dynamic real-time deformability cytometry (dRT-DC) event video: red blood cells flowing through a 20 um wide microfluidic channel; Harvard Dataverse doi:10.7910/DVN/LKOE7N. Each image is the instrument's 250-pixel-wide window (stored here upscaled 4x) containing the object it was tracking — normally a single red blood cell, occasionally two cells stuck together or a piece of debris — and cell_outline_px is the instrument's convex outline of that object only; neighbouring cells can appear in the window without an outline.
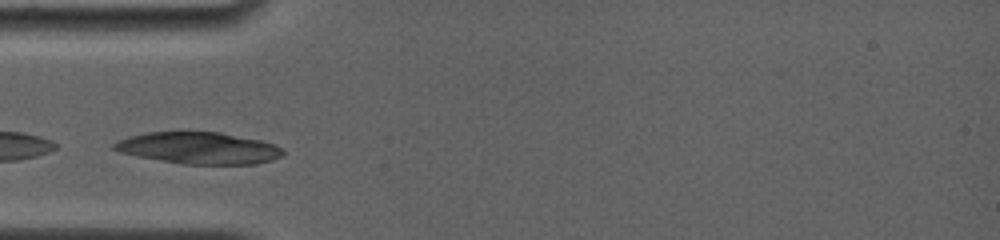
{"species": "common noctule bat (a hibernating species)", "species_latin": "Nyctalus noctula", "temperature_condition": "room temperature", "stored_images_in_passage": 5, "camera_frame_rate_fps": 4000, "um_per_image_px": 0.085, "animal": {"sex": "female", "body_mass_g": 19.0, "forearm_length_mm": 56.7}, "frame": {"image": 1, "passage_image": 1, "time_ms": 0.0, "image_size_px": [1000, 240], "cell_outline_px": [[284, 152], [280, 156], [272, 160], [256, 164], [180, 164], [136, 156], [120, 152], [112, 148], [112, 144], [116, 140], [128, 136], [148, 132], [180, 128], [220, 132], [260, 140], [272, 144], [280, 148]], "centroid_in_image_um": [16.79, 12.54], "position_along_channel_um": 68.2, "area_um2": 32.25}}
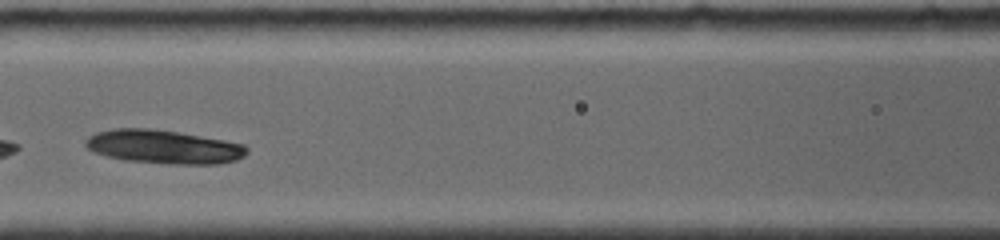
{"frame": {"image": 2, "passage_image": 3, "time_ms": 2.25, "image_size_px": [1000, 240], "cell_outline_px": [[248, 152], [244, 156], [236, 160], [216, 164], [168, 164], [124, 160], [92, 152], [84, 144], [84, 140], [88, 136], [96, 132], [112, 128], [152, 128], [224, 140], [244, 144], [248, 148]], "centroid_in_image_um": [13.88, 12.48], "position_along_channel_um": 152.7, "area_um2": 31.79}}
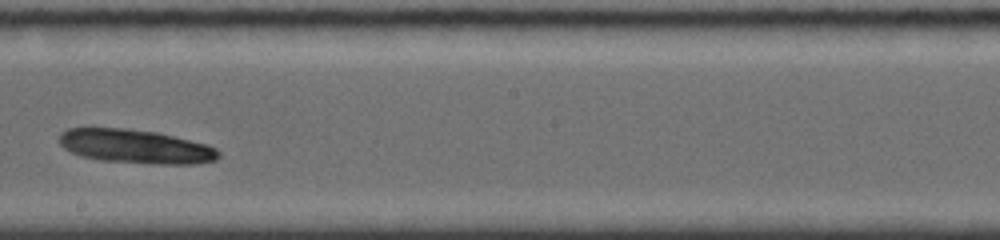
{"frame": {"image": 3, "passage_image": 5, "time_ms": 4.5, "image_size_px": [1000, 240], "cell_outline_px": [[220, 156], [216, 160], [192, 164], [160, 164], [100, 160], [80, 156], [64, 148], [60, 144], [60, 132], [68, 128], [128, 128], [156, 132], [208, 144], [216, 148], [220, 152]], "centroid_in_image_um": [11.54, 12.44], "position_along_channel_um": 236.7, "area_um2": 31.5}}